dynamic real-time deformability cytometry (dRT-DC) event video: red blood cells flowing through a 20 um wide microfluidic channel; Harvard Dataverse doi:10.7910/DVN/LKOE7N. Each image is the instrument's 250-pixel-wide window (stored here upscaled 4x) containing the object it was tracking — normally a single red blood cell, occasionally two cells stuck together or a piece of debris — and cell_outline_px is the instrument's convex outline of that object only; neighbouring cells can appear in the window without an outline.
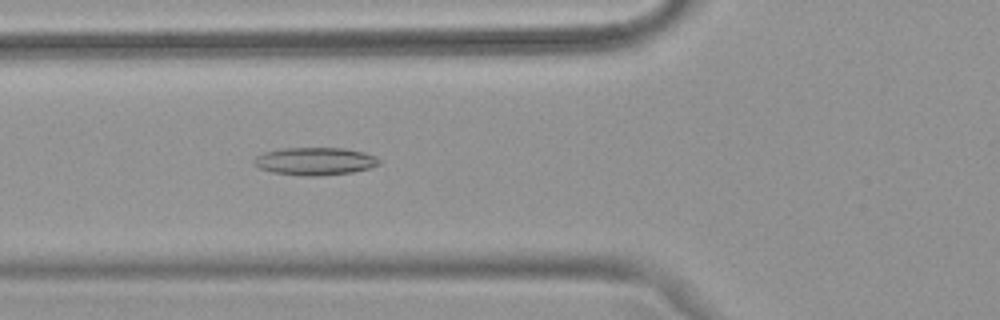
{"species": "common noctule bat (a hibernating species)", "species_latin": "Nyctalus noctula", "temperature_condition": "warm", "stored_images_in_passage": 51, "camera_frame_rate_fps": 3000, "um_per_image_px": 0.085, "animal": {"sex": "female", "body_mass_g": 18.4}, "frame": {"image": 1, "passage_image": 19, "time_ms": 6.0, "image_size_px": [1000, 320], "cell_outline_px": [[380, 164], [368, 168], [352, 172], [320, 176], [308, 176], [272, 172], [260, 168], [256, 164], [256, 156], [264, 152], [284, 148], [344, 148], [364, 152], [376, 156], [380, 160]], "centroid_in_image_um": [26.82, 13.7], "position_along_channel_um": 99.0, "area_um2": 20.0}}
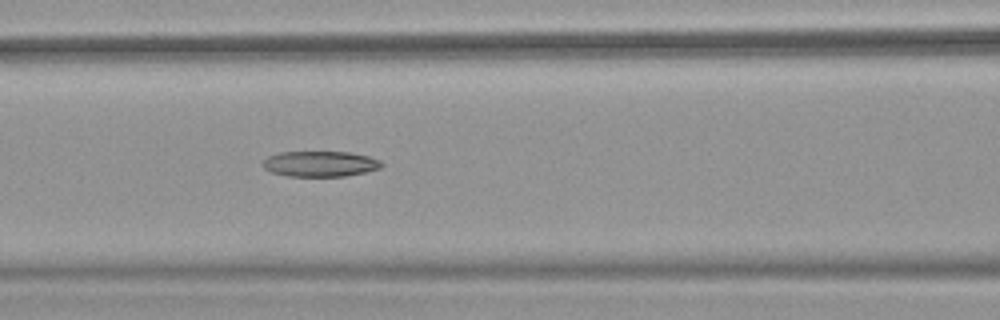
{"frame": {"image": 2, "passage_image": 22, "time_ms": 7.0, "image_size_px": [1000, 320], "cell_outline_px": [[384, 164], [380, 168], [364, 172], [344, 176], [288, 176], [272, 172], [264, 168], [264, 160], [268, 156], [280, 152], [348, 152], [368, 156], [380, 160]], "centroid_in_image_um": [27.23, 13.92], "position_along_channel_um": 139.4, "area_um2": 17.51}}
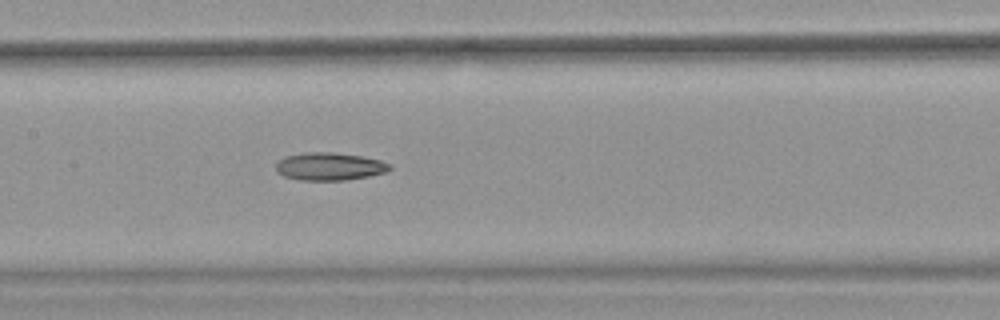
{"frame": {"image": 3, "passage_image": 25, "time_ms": 8.0, "image_size_px": [1000, 320], "cell_outline_px": [[392, 168], [388, 172], [368, 176], [344, 180], [300, 180], [284, 176], [276, 172], [276, 164], [284, 156], [304, 152], [332, 152], [360, 156], [380, 160], [392, 164]], "centroid_in_image_um": [28.01, 14.14], "position_along_channel_um": 179.4, "area_um2": 18.5}}